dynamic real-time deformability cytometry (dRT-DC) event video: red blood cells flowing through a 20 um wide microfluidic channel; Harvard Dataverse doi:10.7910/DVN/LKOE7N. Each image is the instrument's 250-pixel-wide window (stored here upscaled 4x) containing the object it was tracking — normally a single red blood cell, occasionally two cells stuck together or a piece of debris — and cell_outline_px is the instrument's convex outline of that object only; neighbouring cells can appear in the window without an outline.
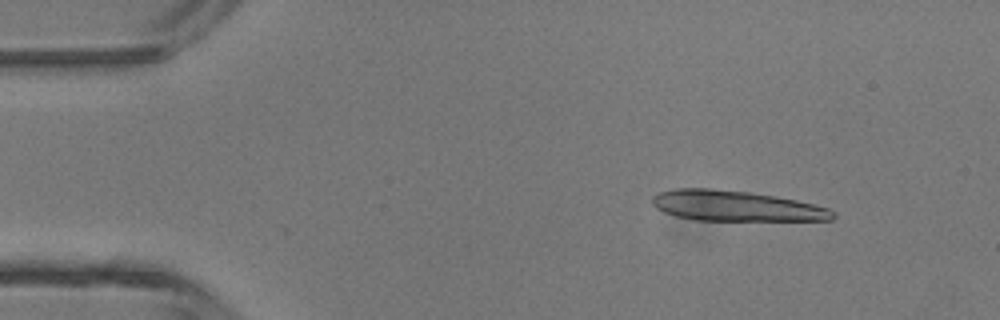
{"species": "common noctule bat (a hibernating species)", "species_latin": "Nyctalus noctula", "temperature_condition": "room temperature", "stored_images_in_passage": 4, "segment_of_instrument_passage": [1, 2], "camera_frame_rate_fps": 3000, "um_per_image_px": 0.085, "animal": {"sex": "male", "body_mass_g": 13.3}, "frame": {"image": 1, "passage_image": 2, "time_ms": 0.333, "image_size_px": [1000, 320], "cell_outline_px": [[836, 216], [832, 220], [696, 220], [676, 216], [664, 212], [656, 208], [652, 204], [652, 196], [656, 192], [676, 188], [712, 188], [748, 192], [776, 196], [796, 200], [828, 208], [836, 212]], "centroid_in_image_um": [62.51, 17.5], "position_along_channel_um": 22.5, "area_um2": 32.08}}